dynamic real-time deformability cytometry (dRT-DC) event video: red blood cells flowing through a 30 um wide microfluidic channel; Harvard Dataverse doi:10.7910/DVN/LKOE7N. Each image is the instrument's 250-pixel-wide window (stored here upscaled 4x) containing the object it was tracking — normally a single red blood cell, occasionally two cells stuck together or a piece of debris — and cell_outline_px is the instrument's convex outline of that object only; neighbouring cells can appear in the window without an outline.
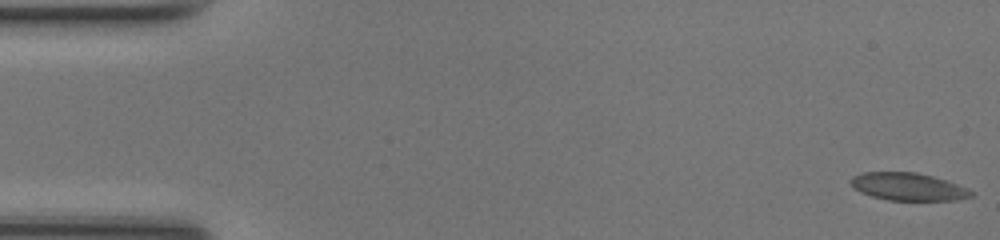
{"species": "common noctule bat (a hibernating species)", "species_latin": "Nyctalus noctula", "temperature_condition": "room temperature", "stored_images_in_passage": 49, "camera_frame_rate_fps": 3000, "um_per_image_px": 0.085, "animal": {"sex": "female", "body_mass_g": 17.0, "forearm_length_mm": 48.0}, "frame": {"image": 1, "passage_image": 1, "time_ms": 0.0, "image_size_px": [1000, 240], "cell_outline_px": [[972, 196], [956, 200], [888, 200], [872, 196], [860, 192], [852, 188], [848, 180], [852, 176], [864, 172], [916, 172], [932, 176], [968, 188], [972, 192]], "centroid_in_image_um": [77.12, 15.86], "position_along_channel_um": 7.9, "area_um2": 19.36}}
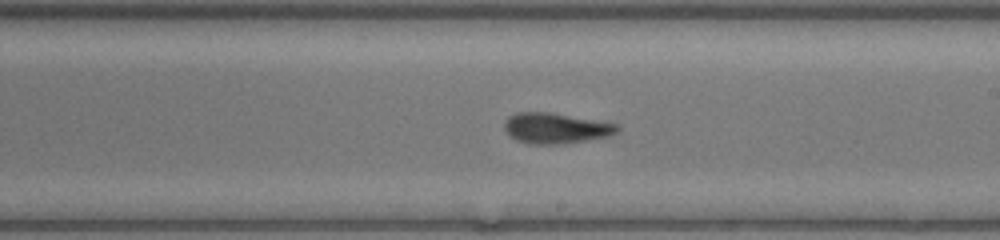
{"frame": {"image": 2, "passage_image": 28, "time_ms": 9.0, "image_size_px": [1000, 240], "cell_outline_px": [[620, 128], [616, 132], [608, 136], [560, 144], [528, 144], [516, 140], [508, 136], [504, 132], [504, 120], [508, 116], [516, 112], [548, 112], [616, 124]], "centroid_in_image_um": [47.13, 10.9], "position_along_channel_um": 241.9, "area_um2": 20.0}}
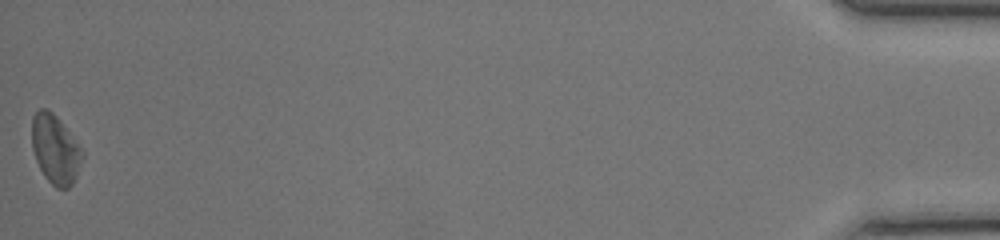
{"frame": {"image": 3, "passage_image": 49, "time_ms": 16.0, "image_size_px": [1000, 240], "cell_outline_px": [[84, 156], [76, 176], [72, 184], [68, 188], [56, 188], [44, 176], [36, 160], [32, 148], [32, 116], [40, 108], [48, 108], [60, 120], [84, 152]], "centroid_in_image_um": [4.7, 12.68], "position_along_channel_um": 430.5, "area_um2": 20.23}, "authors_computed_cell_mechanics": {"area_um2": 19.8832, "velocity_mm_per_s": 4.22, "shape_relaxation_time_tau1_ms": 6.4999, "shape_relaxation_time_tau2_ms": 2.5068, "deformation_change_tau1": 0.1468, "deformation_change_tau2": 0.095}}